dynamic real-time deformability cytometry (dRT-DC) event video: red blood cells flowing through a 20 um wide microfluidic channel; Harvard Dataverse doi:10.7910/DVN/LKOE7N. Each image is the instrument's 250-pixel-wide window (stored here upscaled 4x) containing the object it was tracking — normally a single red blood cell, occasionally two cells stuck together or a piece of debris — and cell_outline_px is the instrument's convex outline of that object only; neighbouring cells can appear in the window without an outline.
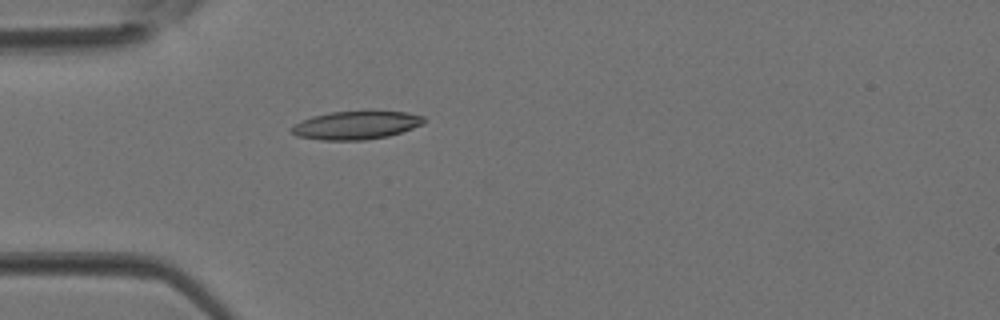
{"species": "Egyptian fruit bat (a non-hibernating species)", "species_latin": "Rousettus aegyptiacus", "temperature_condition": "room temperature", "stored_images_in_passage": 4, "camera_frame_rate_fps": 3000, "um_per_image_px": 0.085, "animal": {"sex": "female"}, "frame": {"image": 1, "passage_image": 4, "time_ms": 1.0, "image_size_px": [1000, 320], "cell_outline_px": [[428, 120], [424, 124], [388, 136], [364, 140], [320, 140], [296, 136], [288, 128], [312, 116], [332, 112], [408, 112], [424, 116]], "centroid_in_image_um": [30.28, 10.65], "position_along_channel_um": 54.7, "area_um2": 21.62}}